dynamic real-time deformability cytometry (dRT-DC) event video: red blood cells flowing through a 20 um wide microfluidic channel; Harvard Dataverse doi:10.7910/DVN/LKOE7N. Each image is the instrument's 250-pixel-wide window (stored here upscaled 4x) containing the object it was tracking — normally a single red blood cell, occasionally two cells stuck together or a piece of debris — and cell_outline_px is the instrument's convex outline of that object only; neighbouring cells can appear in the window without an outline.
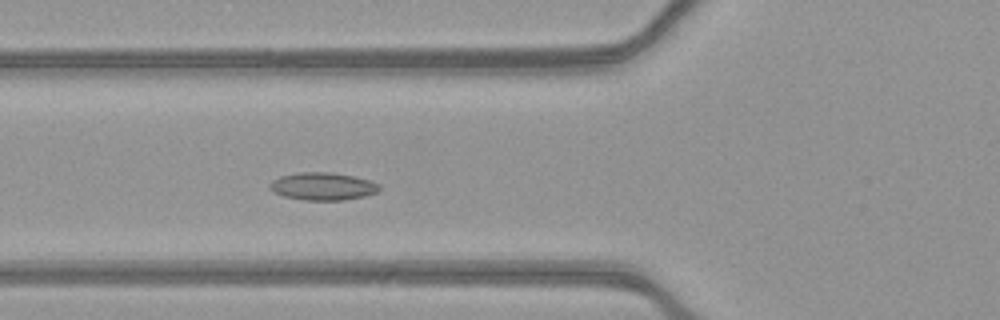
{"species": "common noctule bat (a hibernating species)", "species_latin": "Nyctalus noctula", "temperature_condition": "warm", "stored_images_in_passage": 51, "camera_frame_rate_fps": 3000, "um_per_image_px": 0.085, "animal": {"sex": "female", "body_mass_g": 21.9}, "frame": {"image": 1, "passage_image": 18, "time_ms": 5.667, "image_size_px": [1000, 320], "cell_outline_px": [[380, 188], [376, 192], [364, 196], [344, 200], [304, 200], [284, 196], [272, 192], [268, 188], [272, 180], [280, 176], [300, 172], [332, 172], [372, 180], [380, 184]], "centroid_in_image_um": [27.43, 15.83], "position_along_channel_um": 98.4, "area_um2": 17.74}}
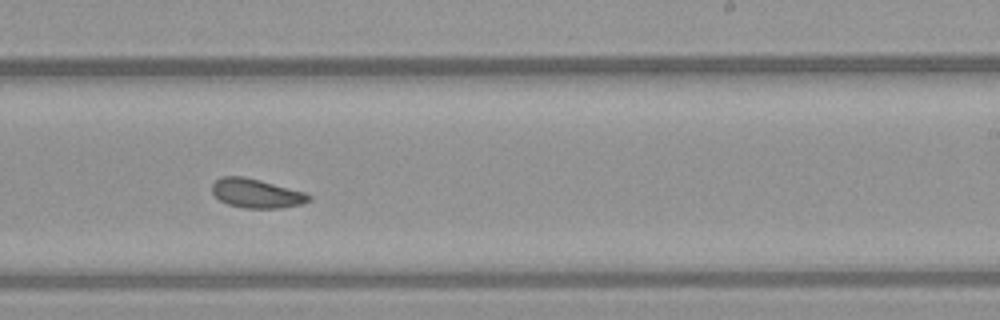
{"frame": {"image": 2, "passage_image": 31, "time_ms": 10.0, "image_size_px": [1000, 320], "cell_outline_px": [[312, 200], [300, 204], [280, 208], [244, 208], [228, 204], [220, 200], [212, 192], [212, 184], [216, 180], [224, 176], [244, 176], [260, 180], [304, 192], [312, 196]], "centroid_in_image_um": [21.8, 16.43], "position_along_channel_um": 267.2, "area_um2": 16.3}}
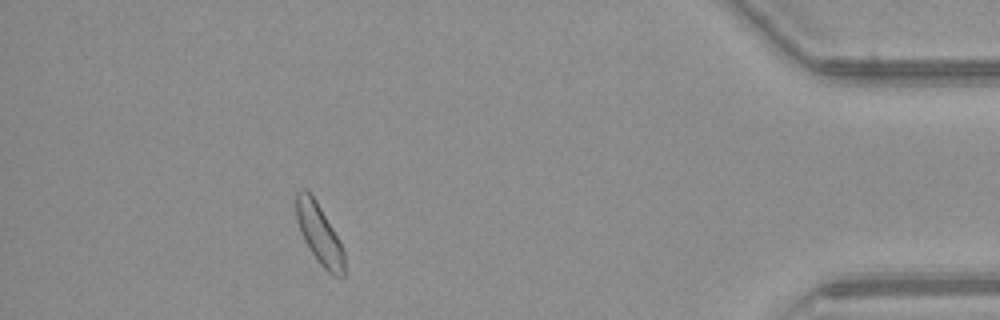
{"frame": {"image": 3, "passage_image": 46, "time_ms": 15.0, "image_size_px": [1000, 320], "cell_outline_px": [[344, 280], [332, 276], [316, 260], [304, 240], [300, 232], [296, 220], [296, 192], [300, 188], [304, 188], [316, 200], [332, 228], [344, 252]], "centroid_in_image_um": [27.13, 19.92], "position_along_channel_um": 408.1, "area_um2": 16.82}, "authors_computed_cell_mechanics": {"area_um2": 17.051, "velocity_mm_per_s": 3.888, "shape_relaxation_time_tau1_ms": null, "shape_relaxation_time_tau2_ms": 4.1914, "deformation_change_tau1": null, "deformation_change_tau2": 0.1033}}